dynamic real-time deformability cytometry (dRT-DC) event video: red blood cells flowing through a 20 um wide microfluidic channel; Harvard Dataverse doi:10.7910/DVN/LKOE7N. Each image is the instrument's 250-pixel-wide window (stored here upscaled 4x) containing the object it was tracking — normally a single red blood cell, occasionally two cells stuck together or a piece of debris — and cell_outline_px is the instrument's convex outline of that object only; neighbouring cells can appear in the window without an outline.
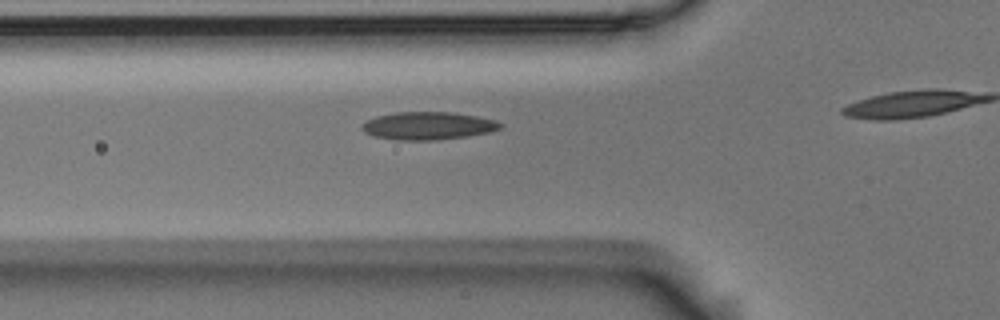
{"species": "Egyptian fruit bat (a non-hibernating species)", "species_latin": "Rousettus aegyptiacus", "temperature_condition": "room temperature", "stored_images_in_passage": 39, "camera_frame_rate_fps": 3000, "um_per_image_px": 0.085, "animal": {"sex": "male"}, "frame": {"image": 1, "passage_image": 14, "time_ms": 4.333, "image_size_px": [1000, 320], "cell_outline_px": [[504, 124], [500, 128], [488, 132], [468, 136], [436, 140], [396, 140], [376, 136], [364, 132], [360, 128], [360, 124], [376, 116], [396, 112], [452, 112], [476, 116], [496, 120]], "centroid_in_image_um": [36.37, 10.69], "position_along_channel_um": 89.4, "area_um2": 22.43}}
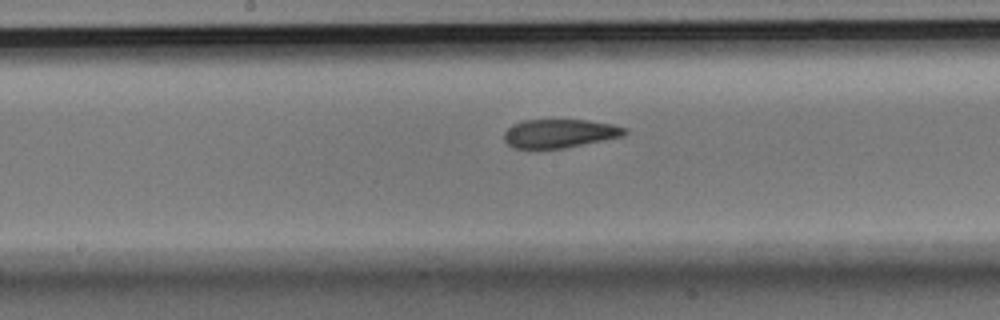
{"frame": {"image": 2, "passage_image": 23, "time_ms": 7.333, "image_size_px": [1000, 320], "cell_outline_px": [[628, 132], [624, 136], [564, 148], [512, 148], [504, 140], [504, 132], [512, 124], [524, 120], [588, 120], [612, 124], [628, 128]], "centroid_in_image_um": [47.58, 11.34], "position_along_channel_um": 200.6, "area_um2": 20.17}}
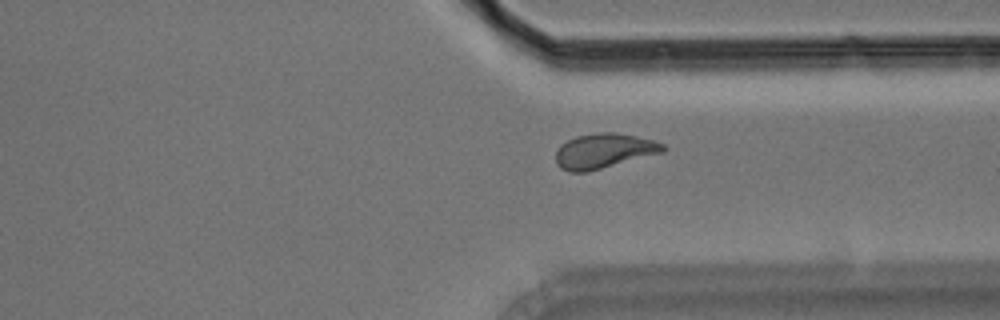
{"frame": {"image": 3, "passage_image": 36, "time_ms": 11.667, "image_size_px": [1000, 320], "cell_outline_px": [[668, 148], [664, 152], [588, 172], [568, 172], [560, 168], [556, 164], [556, 152], [560, 144], [576, 136], [596, 132], [616, 132], [636, 136], [652, 140], [664, 144]], "centroid_in_image_um": [51.32, 12.83], "position_along_channel_um": 360.1, "area_um2": 22.02}}